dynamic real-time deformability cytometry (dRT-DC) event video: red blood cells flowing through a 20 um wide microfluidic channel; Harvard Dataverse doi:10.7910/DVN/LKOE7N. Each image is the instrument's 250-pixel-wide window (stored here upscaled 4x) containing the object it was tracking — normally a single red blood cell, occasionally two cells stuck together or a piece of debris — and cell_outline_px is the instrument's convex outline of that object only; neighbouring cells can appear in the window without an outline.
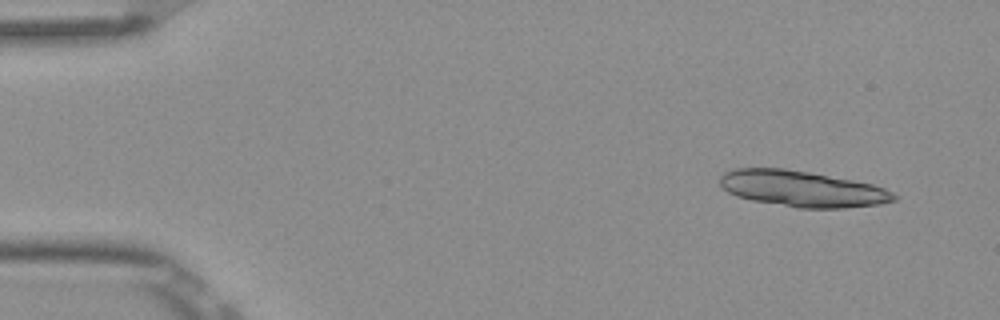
{"species": "Egyptian fruit bat (a non-hibernating species)", "species_latin": "Rousettus aegyptiacus", "temperature_condition": "room temperature", "stored_images_in_passage": 8, "camera_frame_rate_fps": 3000, "um_per_image_px": 0.085, "frame": {"image": 1, "passage_image": 1, "time_ms": 0.0, "image_size_px": [1000, 320], "cell_outline_px": [[900, 196], [896, 200], [880, 204], [844, 208], [796, 208], [752, 200], [736, 196], [728, 192], [720, 184], [720, 176], [724, 172], [736, 168], [784, 168], [808, 172], [852, 180], [872, 184], [884, 188]], "centroid_in_image_um": [68.19, 16.05], "position_along_channel_um": 16.8, "area_um2": 36.53}}
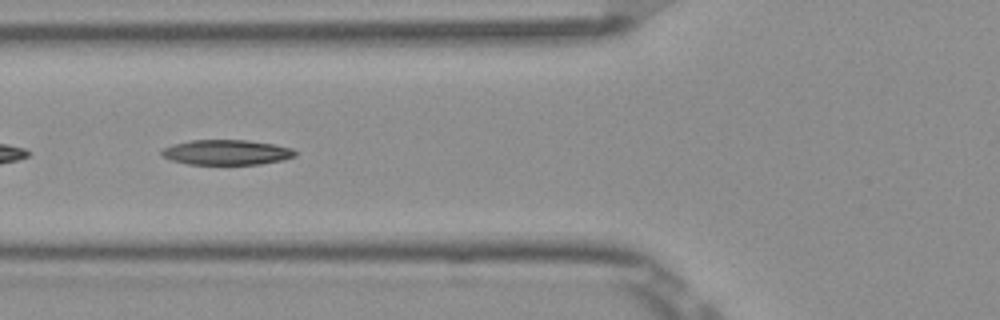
{"frame": {"image": 2, "passage_image": 5, "time_ms": 1.333, "image_size_px": [1000, 320], "cell_outline_px": [[296, 156], [284, 160], [260, 164], [188, 164], [172, 160], [164, 156], [160, 152], [164, 148], [172, 144], [192, 140], [248, 140], [276, 144], [292, 148], [296, 152]], "centroid_in_image_um": [19.3, 12.94], "position_along_channel_um": 106.5, "area_um2": 19.54}}
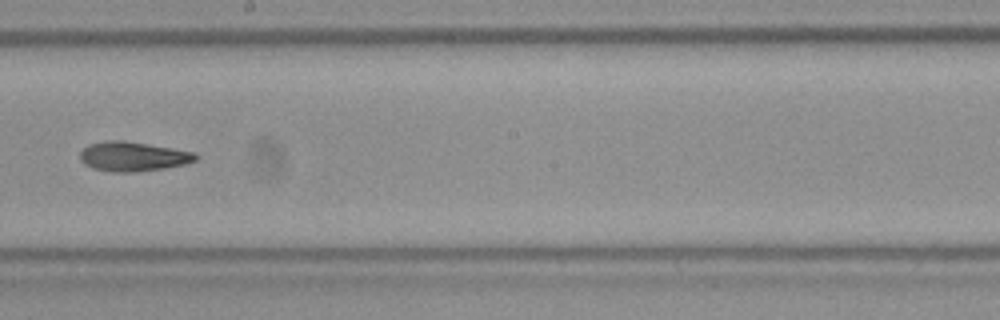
{"frame": {"image": 3, "passage_image": 8, "time_ms": 2.333, "image_size_px": [1000, 320], "cell_outline_px": [[200, 156], [196, 160], [184, 164], [164, 168], [136, 172], [112, 172], [92, 168], [84, 164], [80, 160], [80, 152], [88, 144], [104, 140], [124, 140], [196, 152]], "centroid_in_image_um": [11.29, 13.29], "position_along_channel_um": 236.9, "area_um2": 20.06}}